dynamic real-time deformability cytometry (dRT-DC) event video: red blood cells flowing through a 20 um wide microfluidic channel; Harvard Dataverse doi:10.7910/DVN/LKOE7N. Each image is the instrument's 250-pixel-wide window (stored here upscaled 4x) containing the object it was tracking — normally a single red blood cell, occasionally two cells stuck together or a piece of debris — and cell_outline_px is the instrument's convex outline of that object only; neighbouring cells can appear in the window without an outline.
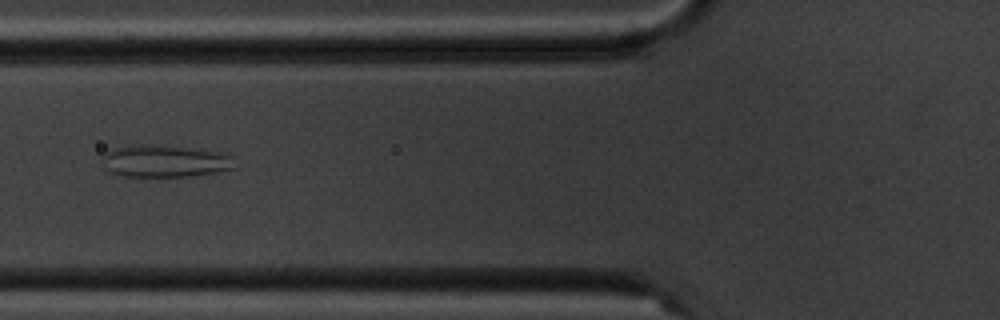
{"species": "common noctule bat (a hibernating species)", "species_latin": "Nyctalus noctula", "temperature_condition": "cold", "stored_images_in_passage": 4, "camera_frame_rate_fps": 3000, "um_per_image_px": 0.085, "animal": {"sex": "male", "body_mass_g": 20.1, "forearm_length_mm": 53.5}, "frame": {"image": 1, "passage_image": 4, "time_ms": 3.667, "image_size_px": [1000, 320], "cell_outline_px": [[236, 168], [216, 172], [188, 176], [120, 176], [108, 172], [100, 160], [104, 152], [112, 148], [140, 144], [144, 144], [184, 148], [212, 152], [232, 156]], "centroid_in_image_um": [13.9, 13.71], "position_along_channel_um": 111.9, "area_um2": 24.57}}